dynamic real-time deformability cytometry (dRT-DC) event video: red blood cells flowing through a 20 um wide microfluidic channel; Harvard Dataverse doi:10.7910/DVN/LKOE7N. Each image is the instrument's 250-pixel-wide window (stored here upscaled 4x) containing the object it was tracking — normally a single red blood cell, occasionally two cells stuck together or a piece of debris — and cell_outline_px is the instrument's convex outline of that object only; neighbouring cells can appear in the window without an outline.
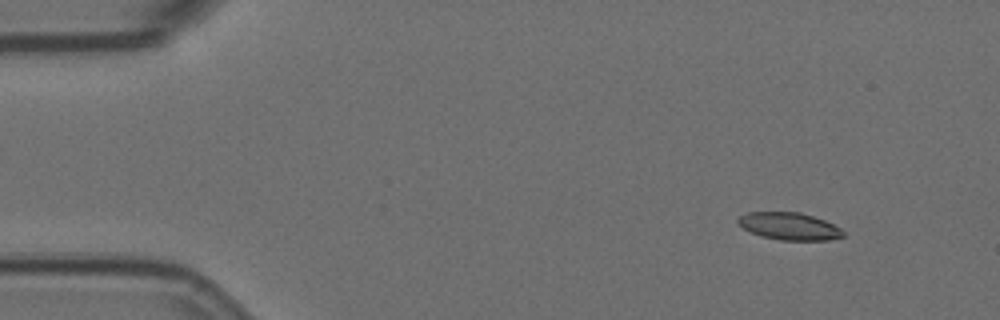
{"species": "Egyptian fruit bat (a non-hibernating species)", "species_latin": "Rousettus aegyptiacus", "temperature_condition": "room temperature", "stored_images_in_passage": 5, "segment_of_instrument_passage": [1, 2], "camera_frame_rate_fps": 3000, "um_per_image_px": 0.085, "animal": {"sex": "female"}, "frame": {"image": 1, "passage_image": 2, "time_ms": 0.333, "image_size_px": [1000, 320], "cell_outline_px": [[844, 236], [828, 240], [780, 240], [760, 236], [744, 228], [736, 220], [740, 216], [748, 212], [800, 212], [824, 220], [840, 228], [844, 232]], "centroid_in_image_um": [67.09, 19.23], "position_along_channel_um": 17.9, "area_um2": 16.59}}